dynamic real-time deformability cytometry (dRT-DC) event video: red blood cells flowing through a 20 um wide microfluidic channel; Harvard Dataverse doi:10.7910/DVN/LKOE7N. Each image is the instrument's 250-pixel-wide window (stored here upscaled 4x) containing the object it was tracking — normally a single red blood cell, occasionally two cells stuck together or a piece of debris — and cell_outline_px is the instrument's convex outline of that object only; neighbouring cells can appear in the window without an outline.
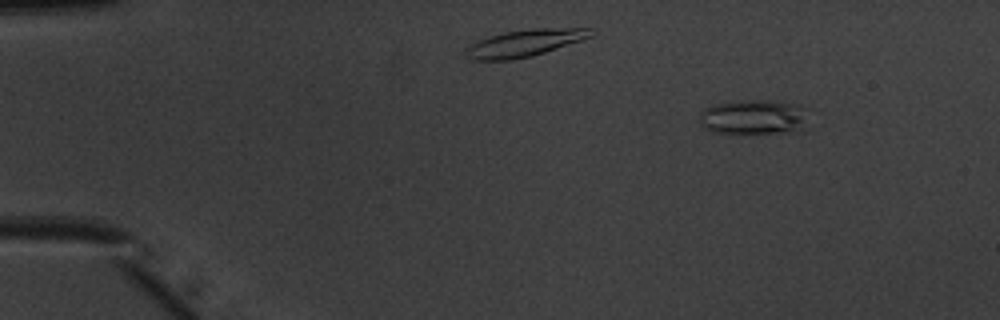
{"species": "common noctule bat (a hibernating species)", "species_latin": "Nyctalus noctula", "temperature_condition": "warm", "stored_images_in_passage": 52, "camera_frame_rate_fps": 3000, "um_per_image_px": 0.085, "animal": {"sex": "male", "body_mass_g": 20.1, "forearm_length_mm": 53.5}, "frame": {"image": 1, "passage_image": 7, "time_ms": 2.0, "image_size_px": [1000, 320], "cell_outline_px": [[804, 132], [712, 132], [700, 124], [696, 120], [704, 108], [716, 104], [752, 100], [776, 100], [800, 104], [804, 108]], "centroid_in_image_um": [64.06, 9.94], "position_along_channel_um": 20.9, "area_um2": 21.96}}
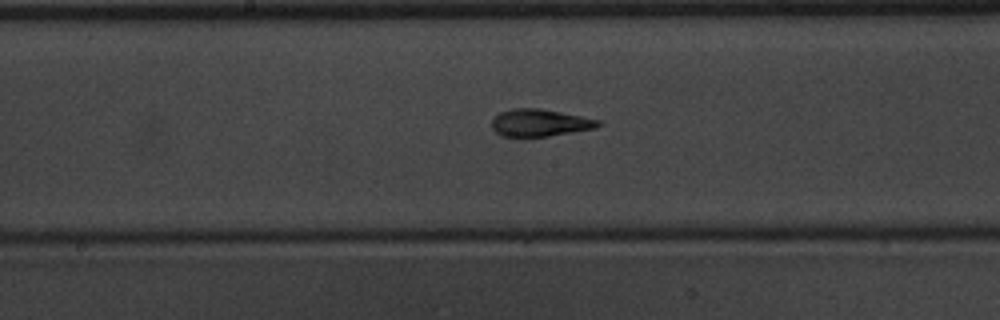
{"frame": {"image": 2, "passage_image": 28, "time_ms": 9.0, "image_size_px": [1000, 320], "cell_outline_px": [[604, 124], [596, 128], [548, 136], [500, 136], [492, 128], [492, 120], [500, 112], [512, 108], [540, 108], [600, 120]], "centroid_in_image_um": [45.9, 10.43], "position_along_channel_um": 202.3, "area_um2": 16.82}}
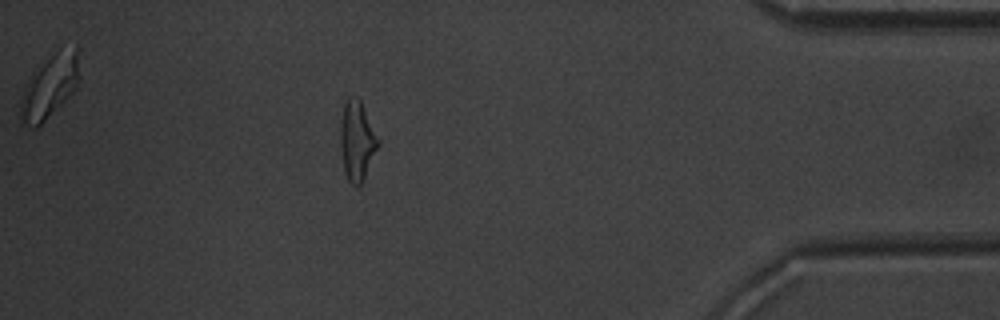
{"frame": {"image": 3, "passage_image": 46, "time_ms": 15.0, "image_size_px": [1000, 320], "cell_outline_px": [[380, 144], [364, 180], [360, 184], [352, 184], [348, 180], [344, 172], [340, 144], [340, 124], [344, 104], [348, 96], [356, 96], [360, 100], [380, 140]], "centroid_in_image_um": [30.35, 11.96], "position_along_channel_um": 404.8, "area_um2": 17.63}, "authors_computed_cell_mechanics": {"area_um2": 17.0221, "velocity_mm_per_s": 4.0233, "shape_relaxation_time_tau1_ms": 5.0146, "shape_relaxation_time_tau2_ms": 2.0843, "deformation_change_tau1": 0.1857, "deformation_change_tau2": 0.1044}}